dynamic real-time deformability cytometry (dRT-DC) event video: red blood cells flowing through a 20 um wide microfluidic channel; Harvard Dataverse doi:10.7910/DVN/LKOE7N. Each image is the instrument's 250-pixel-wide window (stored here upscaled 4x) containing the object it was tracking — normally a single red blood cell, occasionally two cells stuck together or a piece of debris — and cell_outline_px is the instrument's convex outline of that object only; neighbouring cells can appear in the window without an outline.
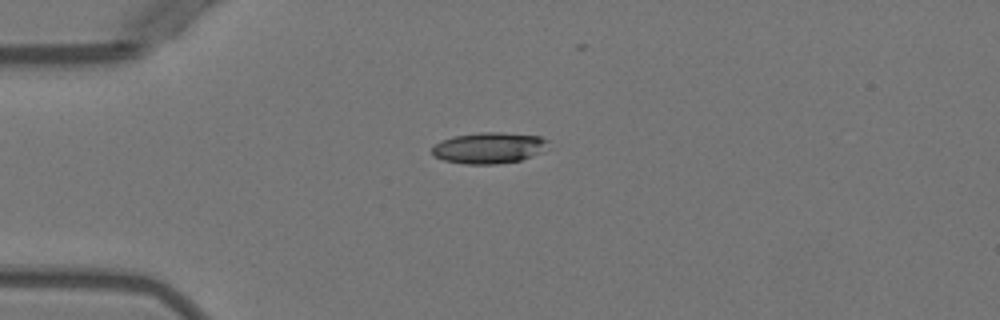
{"species": "Egyptian fruit bat (a non-hibernating species)", "species_latin": "Rousettus aegyptiacus", "temperature_condition": "warm", "stored_images_in_passage": 3, "camera_frame_rate_fps": 3000, "um_per_image_px": 0.085, "animal": {"sex": "female"}, "frame": {"image": 1, "passage_image": 1, "time_ms": 0.0, "image_size_px": [1000, 320], "cell_outline_px": [[552, 148], [544, 152], [520, 160], [496, 164], [464, 164], [444, 160], [432, 156], [432, 148], [440, 140], [452, 136], [480, 132], [500, 132], [540, 136], [548, 140]], "centroid_in_image_um": [41.61, 12.57], "position_along_channel_um": 43.4, "area_um2": 21.5}}